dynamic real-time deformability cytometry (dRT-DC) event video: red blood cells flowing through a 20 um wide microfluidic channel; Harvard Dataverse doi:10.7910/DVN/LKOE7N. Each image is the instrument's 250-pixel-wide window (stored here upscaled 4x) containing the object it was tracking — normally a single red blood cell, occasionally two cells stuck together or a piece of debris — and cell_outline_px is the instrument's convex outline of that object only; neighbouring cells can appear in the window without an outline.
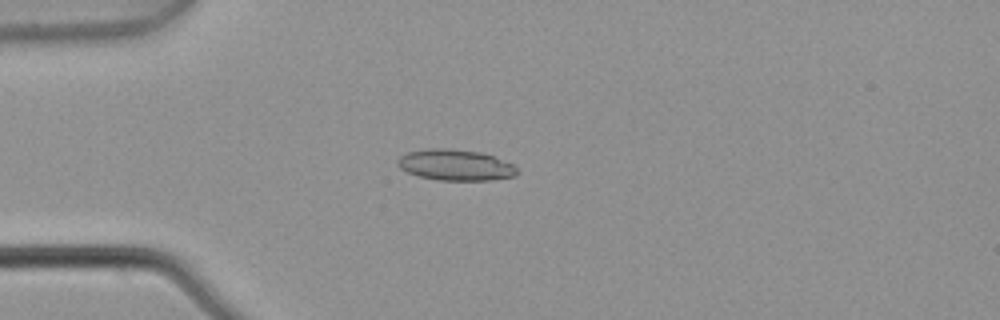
{"species": "common noctule bat (a hibernating species)", "species_latin": "Nyctalus noctula", "temperature_condition": "warm", "stored_images_in_passage": 4, "camera_frame_rate_fps": 3000, "um_per_image_px": 0.085, "animal": {"sex": "male", "body_mass_g": 21.5, "forearm_length_mm": 52.0}, "frame": {"image": 1, "passage_image": 3, "time_ms": 0.667, "image_size_px": [1000, 320], "cell_outline_px": [[516, 176], [488, 180], [440, 180], [420, 176], [408, 172], [400, 168], [396, 160], [400, 156], [408, 152], [428, 148], [444, 148], [480, 152], [492, 156], [512, 164], [516, 168]], "centroid_in_image_um": [38.68, 14.02], "position_along_channel_um": 46.3, "area_um2": 21.27}}
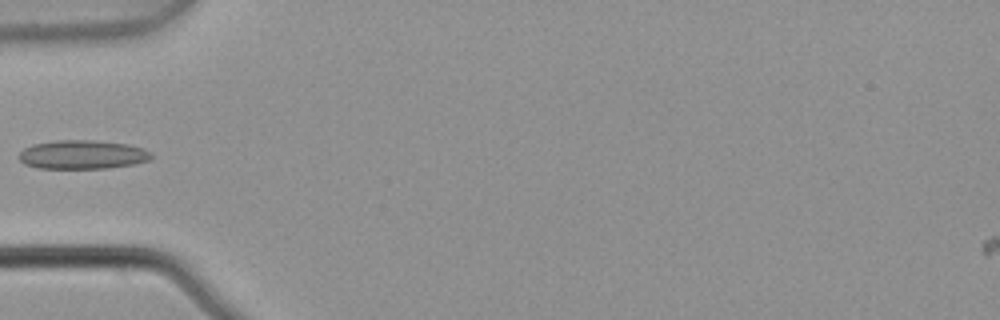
{"frame": {"image": 2, "passage_image": 4, "time_ms": 1.0, "image_size_px": [1000, 320], "cell_outline_px": [[152, 156], [148, 160], [132, 164], [108, 168], [36, 168], [24, 164], [20, 160], [20, 152], [24, 148], [32, 144], [56, 140], [96, 140], [128, 144], [144, 148]], "centroid_in_image_um": [6.98, 13.13], "position_along_channel_um": 78.0, "area_um2": 22.2}}